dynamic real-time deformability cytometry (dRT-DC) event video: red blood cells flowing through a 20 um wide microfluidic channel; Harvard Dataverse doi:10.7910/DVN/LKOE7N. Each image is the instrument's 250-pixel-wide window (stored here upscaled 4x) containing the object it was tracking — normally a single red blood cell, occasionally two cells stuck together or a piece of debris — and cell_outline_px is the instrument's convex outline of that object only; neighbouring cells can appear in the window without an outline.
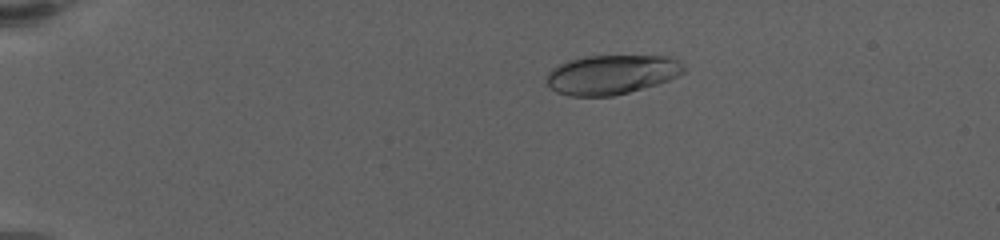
{"species": "human", "species_latin": "Homo sapiens", "temperature_condition": "warm", "stored_images_in_passage": 75, "camera_frame_rate_fps": 3000, "um_per_image_px": 0.085, "donor": {"sex": "female"}, "frame": {"image": 1, "passage_image": 4, "time_ms": 1.0, "image_size_px": [1000, 240], "cell_outline_px": [[684, 72], [668, 80], [656, 84], [628, 92], [612, 96], [568, 96], [556, 92], [548, 84], [548, 72], [552, 68], [568, 60], [588, 56], [668, 56], [684, 64]], "centroid_in_image_um": [51.98, 6.34], "position_along_channel_um": 33.0, "area_um2": 31.21}}
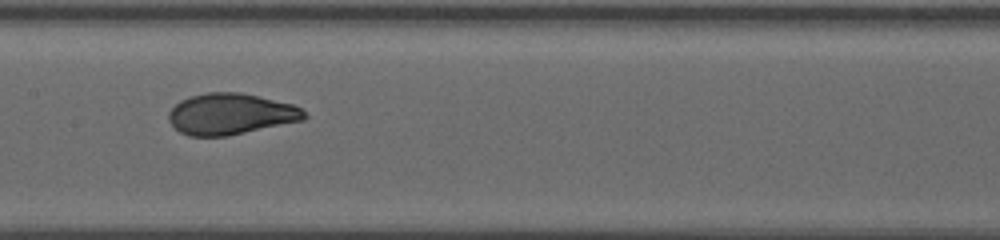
{"frame": {"image": 2, "passage_image": 33, "time_ms": 8.0, "image_size_px": [1000, 240], "cell_outline_px": [[308, 116], [304, 120], [228, 136], [188, 136], [180, 132], [168, 120], [168, 112], [180, 100], [188, 96], [208, 92], [240, 92], [292, 104], [300, 108]], "centroid_in_image_um": [19.58, 9.69], "position_along_channel_um": 187.8, "area_um2": 32.54}}
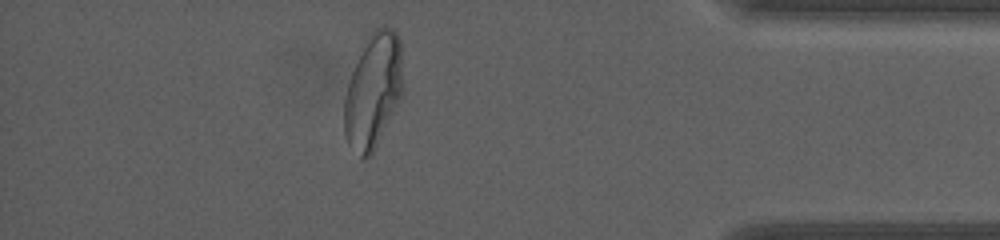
{"frame": {"image": 3, "passage_image": 65, "time_ms": 15.333, "image_size_px": [1000, 240], "cell_outline_px": [[404, 92], [372, 156], [364, 160], [348, 144], [344, 132], [344, 100], [348, 84], [352, 72], [372, 32], [376, 28], [384, 24], [392, 28], [396, 32], [400, 40]], "centroid_in_image_um": [31.76, 7.76], "position_along_channel_um": 403.4, "area_um2": 39.25}, "authors_computed_cell_mechanics": {"area_um2": 32.5414, "velocity_mm_per_s": 3.3536, "shape_relaxation_time_tau1_ms": 5.5452, "shape_relaxation_time_tau2_ms": null, "deformation_change_tau1": 0.2046, "deformation_change_tau2": null}}